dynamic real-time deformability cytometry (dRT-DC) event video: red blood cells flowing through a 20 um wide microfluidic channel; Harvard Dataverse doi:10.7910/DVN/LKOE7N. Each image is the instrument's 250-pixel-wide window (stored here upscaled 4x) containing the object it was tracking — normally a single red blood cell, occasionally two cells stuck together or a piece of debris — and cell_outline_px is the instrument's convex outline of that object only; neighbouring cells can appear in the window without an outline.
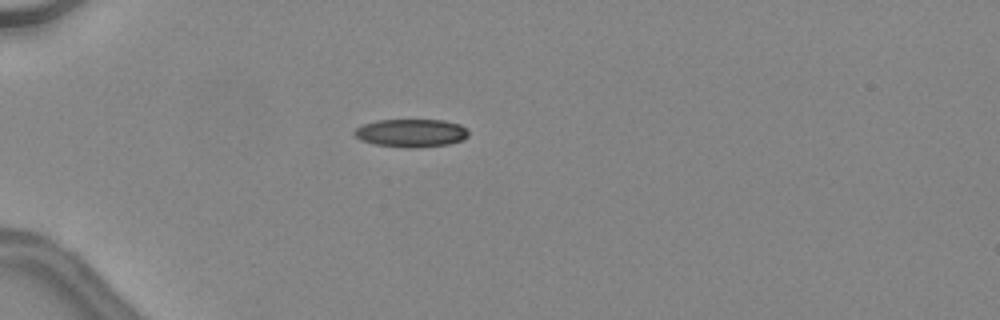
{"species": "common noctule bat (a hibernating species)", "species_latin": "Nyctalus noctula", "temperature_condition": "warm", "stored_images_in_passage": 14, "camera_frame_rate_fps": 3000, "um_per_image_px": 0.085, "animal": {"sex": "female", "body_mass_g": 24.6, "forearm_length_mm": 56.2}, "frame": {"image": 1, "passage_image": 1, "time_ms": 0.0, "image_size_px": [1000, 320], "cell_outline_px": [[468, 136], [464, 140], [448, 144], [416, 148], [404, 148], [376, 144], [360, 140], [352, 132], [356, 128], [364, 124], [376, 120], [444, 120], [460, 124], [468, 128]], "centroid_in_image_um": [34.98, 11.31], "position_along_channel_um": 50.0, "area_um2": 18.84}}